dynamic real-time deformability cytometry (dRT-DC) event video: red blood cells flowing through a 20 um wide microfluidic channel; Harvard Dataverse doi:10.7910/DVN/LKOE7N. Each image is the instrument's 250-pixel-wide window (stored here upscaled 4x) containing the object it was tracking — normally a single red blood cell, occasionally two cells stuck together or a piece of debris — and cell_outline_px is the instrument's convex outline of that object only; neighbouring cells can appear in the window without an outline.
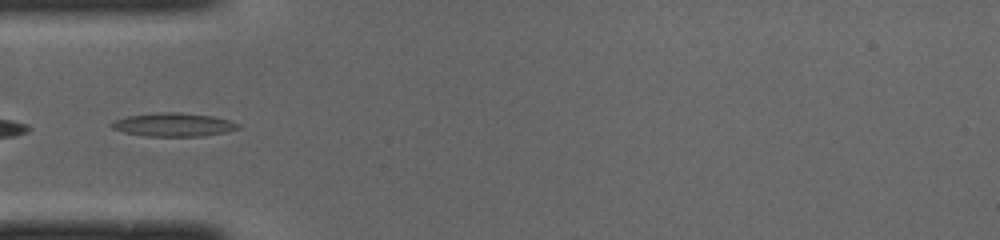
{"species": "common noctule bat (a hibernating species)", "species_latin": "Nyctalus noctula", "temperature_condition": "cold", "stored_images_in_passage": 5, "camera_frame_rate_fps": 3000, "um_per_image_px": 0.085, "animal": {"sex": "male", "body_mass_g": 19.0, "forearm_length_mm": 50.8}, "frame": {"image": 1, "passage_image": 1, "time_ms": 0.0, "image_size_px": [1000, 240], "cell_outline_px": [[240, 128], [228, 132], [204, 136], [144, 136], [124, 132], [112, 128], [108, 124], [112, 120], [128, 116], [156, 112], [180, 112], [212, 116], [228, 120], [240, 124]], "centroid_in_image_um": [14.73, 10.6], "position_along_channel_um": 70.3, "area_um2": 17.51}}